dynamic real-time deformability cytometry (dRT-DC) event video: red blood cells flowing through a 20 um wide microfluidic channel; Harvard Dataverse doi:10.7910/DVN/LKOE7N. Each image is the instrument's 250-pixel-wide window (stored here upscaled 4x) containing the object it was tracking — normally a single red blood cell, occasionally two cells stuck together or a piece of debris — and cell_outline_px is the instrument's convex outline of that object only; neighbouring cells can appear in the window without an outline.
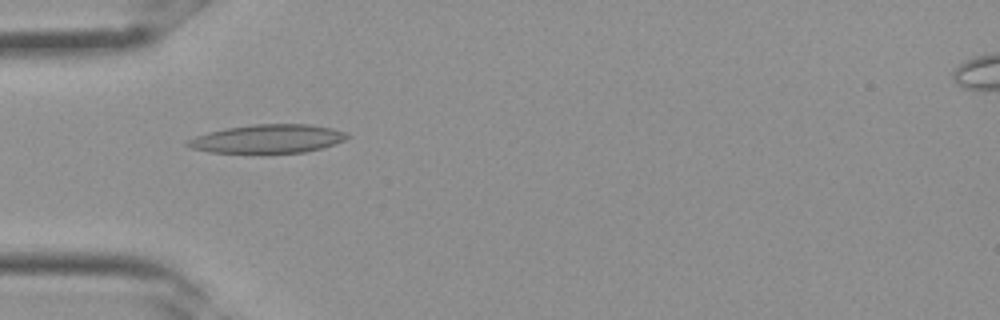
{"species": "Egyptian fruit bat (a non-hibernating species)", "species_latin": "Rousettus aegyptiacus", "temperature_condition": "room temperature", "stored_images_in_passage": 23, "camera_frame_rate_fps": 3000, "um_per_image_px": 0.085, "frame": {"image": 1, "passage_image": 1, "time_ms": 0.0, "image_size_px": [1000, 320], "cell_outline_px": [[352, 136], [344, 140], [320, 148], [304, 152], [208, 152], [188, 148], [184, 144], [188, 140], [196, 136], [208, 132], [228, 128], [256, 124], [308, 124], [332, 128], [344, 132]], "centroid_in_image_um": [22.73, 11.79], "position_along_channel_um": 62.3, "area_um2": 26.18}}
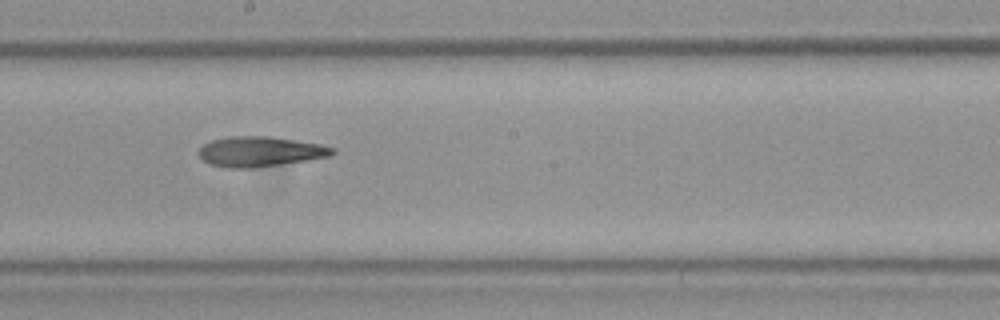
{"frame": {"image": 2, "passage_image": 9, "time_ms": 2.667, "image_size_px": [1000, 320], "cell_outline_px": [[336, 152], [328, 156], [256, 168], [228, 168], [208, 164], [196, 152], [204, 144], [212, 140], [232, 136], [272, 136], [320, 144], [336, 148]], "centroid_in_image_um": [22.08, 12.88], "position_along_channel_um": 226.1, "area_um2": 23.41}}
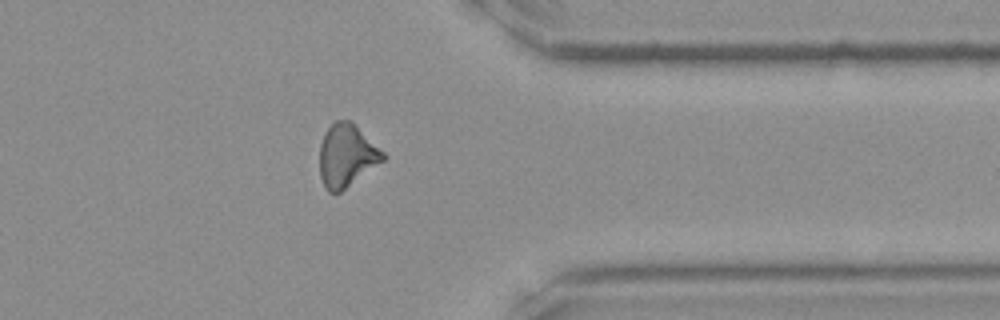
{"frame": {"image": 3, "passage_image": 17, "time_ms": 5.333, "image_size_px": [1000, 320], "cell_outline_px": [[388, 156], [384, 160], [340, 192], [328, 192], [324, 188], [320, 176], [320, 144], [324, 132], [336, 120], [348, 120], [384, 152]], "centroid_in_image_um": [29.44, 13.25], "position_along_channel_um": 382.0, "area_um2": 22.77}}